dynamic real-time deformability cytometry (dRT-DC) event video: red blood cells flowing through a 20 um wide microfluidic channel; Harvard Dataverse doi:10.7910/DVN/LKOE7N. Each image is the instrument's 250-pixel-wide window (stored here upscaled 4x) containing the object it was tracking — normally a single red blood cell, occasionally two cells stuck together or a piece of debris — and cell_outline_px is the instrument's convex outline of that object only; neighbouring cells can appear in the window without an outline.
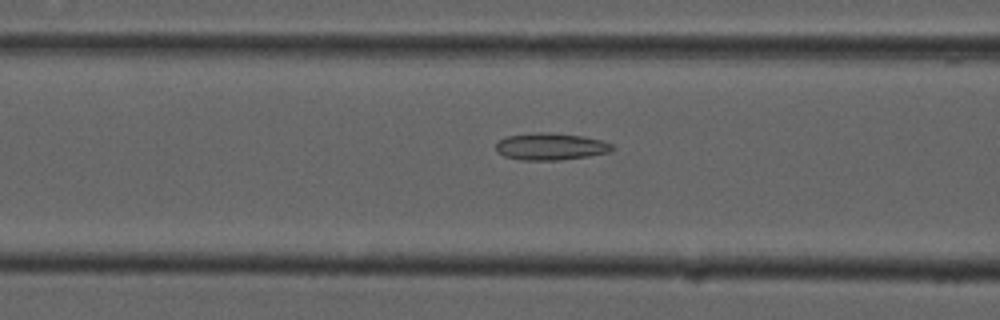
{"species": "common noctule bat (a hibernating species)", "species_latin": "Nyctalus noctula", "temperature_condition": "cold", "stored_images_in_passage": 54, "camera_frame_rate_fps": 3000, "um_per_image_px": 0.085, "animal": {"sex": "male", "forearm_length_mm": 52.5}, "frame": {"image": 1, "passage_image": 21, "time_ms": 6.667, "image_size_px": [1000, 320], "cell_outline_px": [[616, 148], [608, 152], [588, 156], [560, 160], [520, 160], [504, 156], [496, 152], [496, 144], [500, 140], [508, 136], [536, 132], [548, 132], [584, 136], [600, 140], [612, 144]], "centroid_in_image_um": [46.8, 12.46], "position_along_channel_um": 119.8, "area_um2": 18.32}}
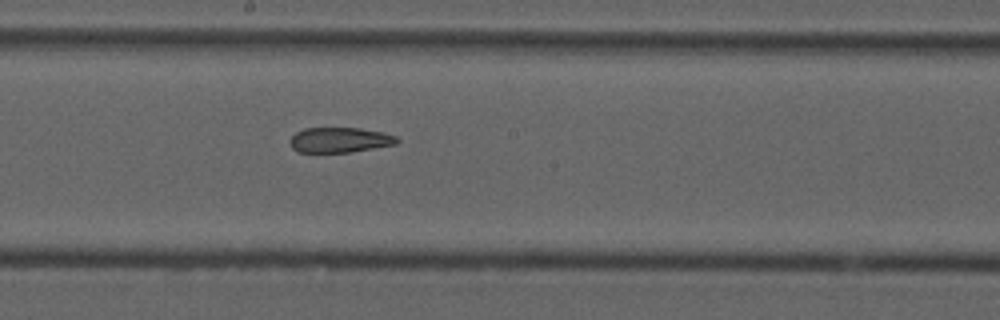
{"frame": {"image": 2, "passage_image": 29, "time_ms": 9.333, "image_size_px": [1000, 320], "cell_outline_px": [[400, 140], [396, 144], [348, 152], [296, 152], [292, 148], [288, 140], [296, 132], [304, 128], [360, 128], [384, 132], [396, 136]], "centroid_in_image_um": [28.85, 11.89], "position_along_channel_um": 219.3, "area_um2": 15.72}}
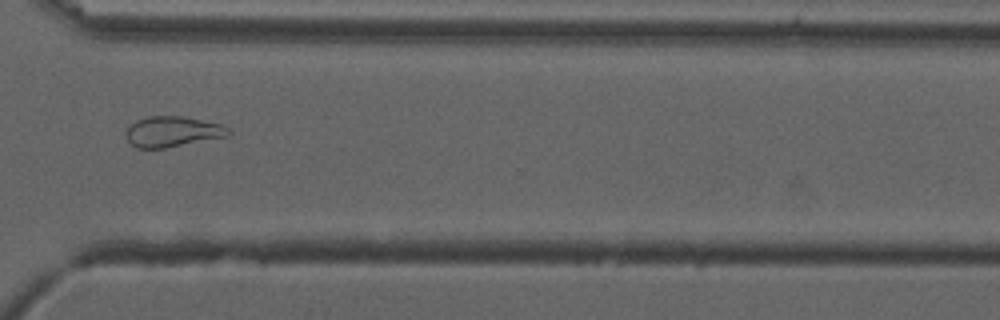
{"frame": {"image": 3, "passage_image": 40, "time_ms": 13.0, "image_size_px": [1000, 320], "cell_outline_px": [[232, 132], [228, 136], [164, 148], [136, 148], [128, 140], [124, 132], [136, 120], [148, 116], [180, 116], [220, 124], [228, 128]], "centroid_in_image_um": [14.64, 11.19], "position_along_channel_um": 356.0, "area_um2": 18.03}, "authors_computed_cell_mechanics": {"area_um2": 20.2878, "velocity_mm_per_s": 3.7319, "shape_relaxation_time_tau1_ms": null, "shape_relaxation_time_tau2_ms": 2.9178, "deformation_change_tau1": null, "deformation_change_tau2": 0.0904}}